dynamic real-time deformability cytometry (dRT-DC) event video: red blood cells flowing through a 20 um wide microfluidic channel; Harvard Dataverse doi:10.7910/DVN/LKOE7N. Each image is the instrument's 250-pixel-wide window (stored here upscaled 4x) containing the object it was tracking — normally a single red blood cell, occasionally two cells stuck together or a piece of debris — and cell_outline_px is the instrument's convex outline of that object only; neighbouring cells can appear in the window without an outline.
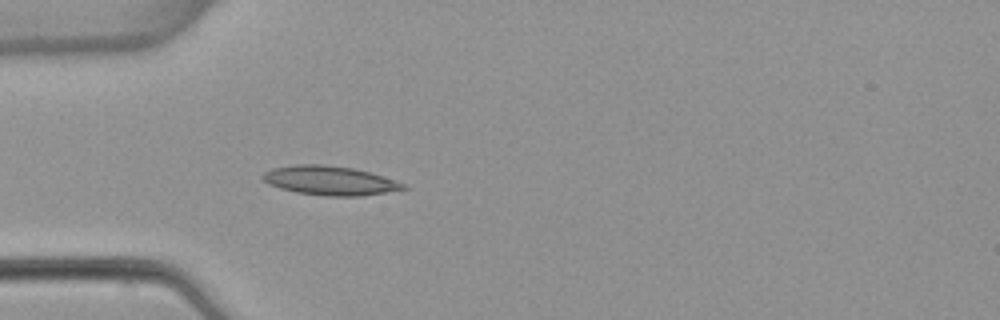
{"species": "common noctule bat (a hibernating species)", "species_latin": "Nyctalus noctula", "temperature_condition": "warm", "stored_images_in_passage": 5, "camera_frame_rate_fps": 3000, "um_per_image_px": 0.085, "animal": {"sex": "female", "body_mass_g": 22.7, "forearm_length_mm": 54.2}, "frame": {"image": 1, "passage_image": 5, "time_ms": 4.667, "image_size_px": [1000, 320], "cell_outline_px": [[408, 188], [360, 196], [324, 196], [296, 192], [280, 188], [268, 184], [260, 176], [264, 172], [272, 168], [296, 164], [320, 164], [352, 168], [368, 172], [404, 184]], "centroid_in_image_um": [27.95, 15.35], "position_along_channel_um": 57.1, "area_um2": 23.52}}